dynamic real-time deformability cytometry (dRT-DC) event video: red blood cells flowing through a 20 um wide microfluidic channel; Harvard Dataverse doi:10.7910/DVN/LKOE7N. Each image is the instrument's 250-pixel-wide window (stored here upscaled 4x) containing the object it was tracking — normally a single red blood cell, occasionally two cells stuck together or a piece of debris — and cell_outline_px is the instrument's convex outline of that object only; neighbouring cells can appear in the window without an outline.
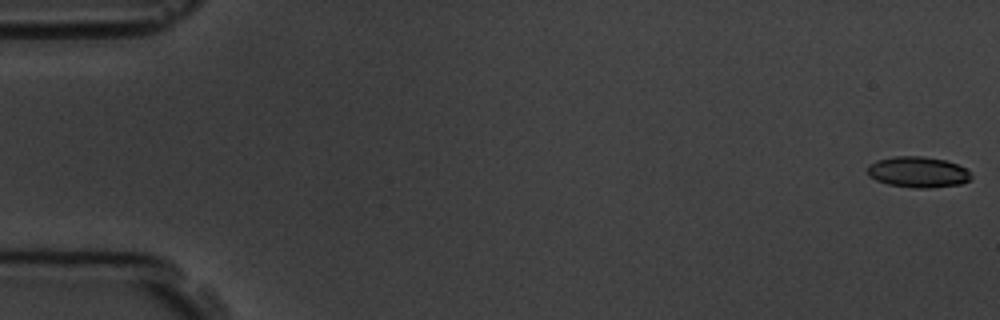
{"species": "common noctule bat (a hibernating species)", "species_latin": "Nyctalus noctula", "temperature_condition": "room temperature", "stored_images_in_passage": 6, "camera_frame_rate_fps": 3000, "um_per_image_px": 0.085, "animal": {"sex": "male", "body_mass_g": 19.5, "forearm_length_mm": 54.6}, "frame": {"image": 1, "passage_image": 1, "time_ms": 0.0, "image_size_px": [1000, 320], "cell_outline_px": [[972, 180], [960, 184], [928, 188], [912, 188], [888, 184], [876, 180], [868, 176], [868, 164], [876, 160], [896, 156], [924, 156], [944, 160], [956, 164], [964, 168], [972, 176]], "centroid_in_image_um": [78.0, 14.63], "position_along_channel_um": 7.0, "area_um2": 18.67}}
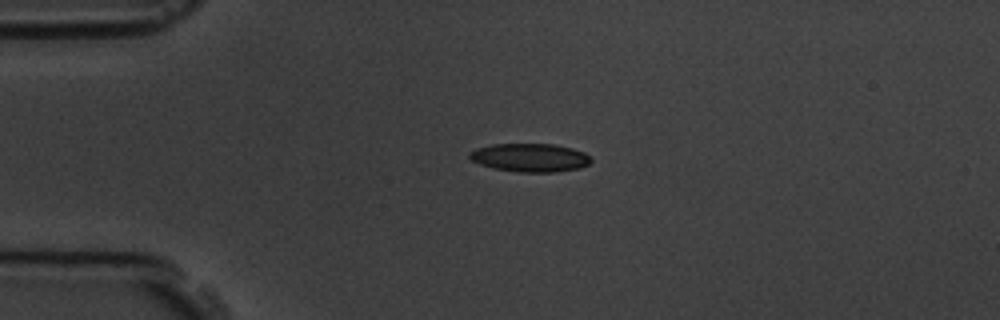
{"frame": {"image": 2, "passage_image": 4, "time_ms": 4.333, "image_size_px": [1000, 320], "cell_outline_px": [[592, 160], [588, 164], [580, 168], [556, 172], [520, 172], [492, 168], [480, 164], [472, 160], [468, 156], [468, 152], [476, 148], [492, 144], [556, 144], [572, 148], [584, 152]], "centroid_in_image_um": [45.04, 13.39], "position_along_channel_um": 40.0, "area_um2": 20.17}}
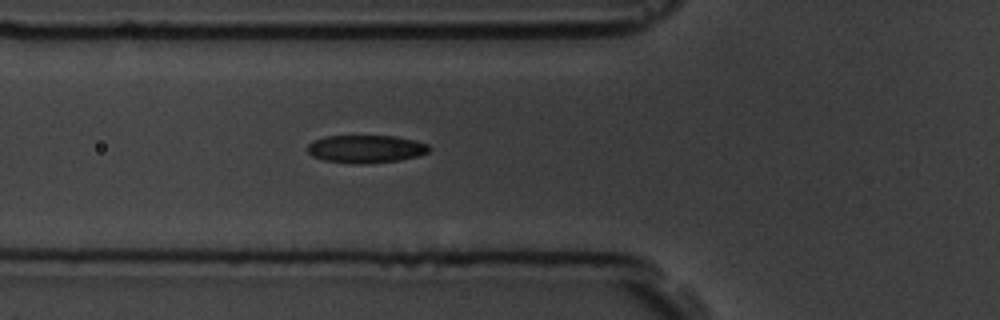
{"frame": {"image": 3, "passage_image": 6, "time_ms": 6.667, "image_size_px": [1000, 320], "cell_outline_px": [[432, 148], [428, 152], [416, 156], [400, 160], [360, 164], [324, 160], [312, 156], [308, 152], [308, 144], [312, 140], [324, 136], [396, 136], [428, 144]], "centroid_in_image_um": [31.08, 12.65], "position_along_channel_um": 94.7, "area_um2": 19.65}}